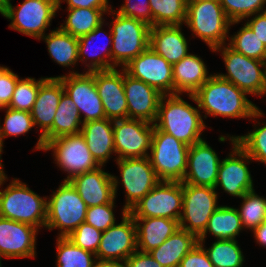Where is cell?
I'll return each instance as SVG.
<instances>
[{
	"instance_id": "cell-5",
	"label": "cell",
	"mask_w": 266,
	"mask_h": 267,
	"mask_svg": "<svg viewBox=\"0 0 266 267\" xmlns=\"http://www.w3.org/2000/svg\"><path fill=\"white\" fill-rule=\"evenodd\" d=\"M109 13L114 17L110 25L112 27H109L113 41L112 69L118 66L123 68L149 47L151 26L140 20L124 17L112 9Z\"/></svg>"
},
{
	"instance_id": "cell-48",
	"label": "cell",
	"mask_w": 266,
	"mask_h": 267,
	"mask_svg": "<svg viewBox=\"0 0 266 267\" xmlns=\"http://www.w3.org/2000/svg\"><path fill=\"white\" fill-rule=\"evenodd\" d=\"M179 267H214L204 248L197 243L181 260Z\"/></svg>"
},
{
	"instance_id": "cell-41",
	"label": "cell",
	"mask_w": 266,
	"mask_h": 267,
	"mask_svg": "<svg viewBox=\"0 0 266 267\" xmlns=\"http://www.w3.org/2000/svg\"><path fill=\"white\" fill-rule=\"evenodd\" d=\"M1 109H7L5 111L4 123L2 126L0 125V149L2 150L4 138L8 136L17 137L18 135H24L35 125L30 112L8 107H2L0 110Z\"/></svg>"
},
{
	"instance_id": "cell-8",
	"label": "cell",
	"mask_w": 266,
	"mask_h": 267,
	"mask_svg": "<svg viewBox=\"0 0 266 267\" xmlns=\"http://www.w3.org/2000/svg\"><path fill=\"white\" fill-rule=\"evenodd\" d=\"M227 45V46H226ZM221 52L227 74L217 75L233 83L247 94L263 96L266 94V62L249 58L236 52L228 44L212 50Z\"/></svg>"
},
{
	"instance_id": "cell-15",
	"label": "cell",
	"mask_w": 266,
	"mask_h": 267,
	"mask_svg": "<svg viewBox=\"0 0 266 267\" xmlns=\"http://www.w3.org/2000/svg\"><path fill=\"white\" fill-rule=\"evenodd\" d=\"M120 170L122 186L126 192L124 209L128 212L160 181L149 157L115 160Z\"/></svg>"
},
{
	"instance_id": "cell-22",
	"label": "cell",
	"mask_w": 266,
	"mask_h": 267,
	"mask_svg": "<svg viewBox=\"0 0 266 267\" xmlns=\"http://www.w3.org/2000/svg\"><path fill=\"white\" fill-rule=\"evenodd\" d=\"M37 233L36 227L0 217V256L35 258Z\"/></svg>"
},
{
	"instance_id": "cell-27",
	"label": "cell",
	"mask_w": 266,
	"mask_h": 267,
	"mask_svg": "<svg viewBox=\"0 0 266 267\" xmlns=\"http://www.w3.org/2000/svg\"><path fill=\"white\" fill-rule=\"evenodd\" d=\"M136 224L137 250L149 252L159 247L179 228V221L162 217H133Z\"/></svg>"
},
{
	"instance_id": "cell-52",
	"label": "cell",
	"mask_w": 266,
	"mask_h": 267,
	"mask_svg": "<svg viewBox=\"0 0 266 267\" xmlns=\"http://www.w3.org/2000/svg\"><path fill=\"white\" fill-rule=\"evenodd\" d=\"M254 238L259 245L266 247V220L253 230Z\"/></svg>"
},
{
	"instance_id": "cell-2",
	"label": "cell",
	"mask_w": 266,
	"mask_h": 267,
	"mask_svg": "<svg viewBox=\"0 0 266 267\" xmlns=\"http://www.w3.org/2000/svg\"><path fill=\"white\" fill-rule=\"evenodd\" d=\"M180 95H162L154 126L188 146H192L203 140L201 135L206 125L201 116L198 103V108H195L184 101Z\"/></svg>"
},
{
	"instance_id": "cell-39",
	"label": "cell",
	"mask_w": 266,
	"mask_h": 267,
	"mask_svg": "<svg viewBox=\"0 0 266 267\" xmlns=\"http://www.w3.org/2000/svg\"><path fill=\"white\" fill-rule=\"evenodd\" d=\"M229 38L228 45L236 52L266 62V45L246 23L236 34Z\"/></svg>"
},
{
	"instance_id": "cell-40",
	"label": "cell",
	"mask_w": 266,
	"mask_h": 267,
	"mask_svg": "<svg viewBox=\"0 0 266 267\" xmlns=\"http://www.w3.org/2000/svg\"><path fill=\"white\" fill-rule=\"evenodd\" d=\"M52 77H44L39 80L27 77L19 79L15 86L12 99L7 106L16 110L30 112L36 101L39 87L48 79Z\"/></svg>"
},
{
	"instance_id": "cell-24",
	"label": "cell",
	"mask_w": 266,
	"mask_h": 267,
	"mask_svg": "<svg viewBox=\"0 0 266 267\" xmlns=\"http://www.w3.org/2000/svg\"><path fill=\"white\" fill-rule=\"evenodd\" d=\"M124 92L128 106V118L154 124L159 101L163 94L145 82L128 75L124 70Z\"/></svg>"
},
{
	"instance_id": "cell-45",
	"label": "cell",
	"mask_w": 266,
	"mask_h": 267,
	"mask_svg": "<svg viewBox=\"0 0 266 267\" xmlns=\"http://www.w3.org/2000/svg\"><path fill=\"white\" fill-rule=\"evenodd\" d=\"M115 198L107 204L87 208L85 223L92 225L100 231H106L110 226L116 224L113 209Z\"/></svg>"
},
{
	"instance_id": "cell-33",
	"label": "cell",
	"mask_w": 266,
	"mask_h": 267,
	"mask_svg": "<svg viewBox=\"0 0 266 267\" xmlns=\"http://www.w3.org/2000/svg\"><path fill=\"white\" fill-rule=\"evenodd\" d=\"M68 16L60 29L74 37L89 34L105 20L101 9L94 8H67Z\"/></svg>"
},
{
	"instance_id": "cell-35",
	"label": "cell",
	"mask_w": 266,
	"mask_h": 267,
	"mask_svg": "<svg viewBox=\"0 0 266 267\" xmlns=\"http://www.w3.org/2000/svg\"><path fill=\"white\" fill-rule=\"evenodd\" d=\"M152 26L185 24L187 0H149Z\"/></svg>"
},
{
	"instance_id": "cell-38",
	"label": "cell",
	"mask_w": 266,
	"mask_h": 267,
	"mask_svg": "<svg viewBox=\"0 0 266 267\" xmlns=\"http://www.w3.org/2000/svg\"><path fill=\"white\" fill-rule=\"evenodd\" d=\"M240 210L237 209L243 228L251 232L266 220V198L255 190L248 191L242 197Z\"/></svg>"
},
{
	"instance_id": "cell-6",
	"label": "cell",
	"mask_w": 266,
	"mask_h": 267,
	"mask_svg": "<svg viewBox=\"0 0 266 267\" xmlns=\"http://www.w3.org/2000/svg\"><path fill=\"white\" fill-rule=\"evenodd\" d=\"M87 205L69 181H63L47 200L45 228L59 229V237L69 236L85 222Z\"/></svg>"
},
{
	"instance_id": "cell-28",
	"label": "cell",
	"mask_w": 266,
	"mask_h": 267,
	"mask_svg": "<svg viewBox=\"0 0 266 267\" xmlns=\"http://www.w3.org/2000/svg\"><path fill=\"white\" fill-rule=\"evenodd\" d=\"M80 133L95 161L105 166L111 154L115 153L113 121L104 118L83 123Z\"/></svg>"
},
{
	"instance_id": "cell-49",
	"label": "cell",
	"mask_w": 266,
	"mask_h": 267,
	"mask_svg": "<svg viewBox=\"0 0 266 267\" xmlns=\"http://www.w3.org/2000/svg\"><path fill=\"white\" fill-rule=\"evenodd\" d=\"M124 262L125 267H163L149 252L139 250L131 254Z\"/></svg>"
},
{
	"instance_id": "cell-10",
	"label": "cell",
	"mask_w": 266,
	"mask_h": 267,
	"mask_svg": "<svg viewBox=\"0 0 266 267\" xmlns=\"http://www.w3.org/2000/svg\"><path fill=\"white\" fill-rule=\"evenodd\" d=\"M217 201L216 188L183 183L180 229L192 233L198 238L204 232L212 214L219 207Z\"/></svg>"
},
{
	"instance_id": "cell-14",
	"label": "cell",
	"mask_w": 266,
	"mask_h": 267,
	"mask_svg": "<svg viewBox=\"0 0 266 267\" xmlns=\"http://www.w3.org/2000/svg\"><path fill=\"white\" fill-rule=\"evenodd\" d=\"M154 124L139 119L113 121L116 159L148 157Z\"/></svg>"
},
{
	"instance_id": "cell-44",
	"label": "cell",
	"mask_w": 266,
	"mask_h": 267,
	"mask_svg": "<svg viewBox=\"0 0 266 267\" xmlns=\"http://www.w3.org/2000/svg\"><path fill=\"white\" fill-rule=\"evenodd\" d=\"M102 231L87 223H81L69 236H67L76 246L96 254Z\"/></svg>"
},
{
	"instance_id": "cell-31",
	"label": "cell",
	"mask_w": 266,
	"mask_h": 267,
	"mask_svg": "<svg viewBox=\"0 0 266 267\" xmlns=\"http://www.w3.org/2000/svg\"><path fill=\"white\" fill-rule=\"evenodd\" d=\"M241 230L244 229L237 209L219 206L208 220L204 232L198 237V242L205 243L208 232L217 240H236Z\"/></svg>"
},
{
	"instance_id": "cell-32",
	"label": "cell",
	"mask_w": 266,
	"mask_h": 267,
	"mask_svg": "<svg viewBox=\"0 0 266 267\" xmlns=\"http://www.w3.org/2000/svg\"><path fill=\"white\" fill-rule=\"evenodd\" d=\"M45 40L52 60L59 66L68 67L76 65L78 60V38L62 31L59 27L42 36Z\"/></svg>"
},
{
	"instance_id": "cell-7",
	"label": "cell",
	"mask_w": 266,
	"mask_h": 267,
	"mask_svg": "<svg viewBox=\"0 0 266 267\" xmlns=\"http://www.w3.org/2000/svg\"><path fill=\"white\" fill-rule=\"evenodd\" d=\"M189 147L154 126L148 157L160 181H183Z\"/></svg>"
},
{
	"instance_id": "cell-51",
	"label": "cell",
	"mask_w": 266,
	"mask_h": 267,
	"mask_svg": "<svg viewBox=\"0 0 266 267\" xmlns=\"http://www.w3.org/2000/svg\"><path fill=\"white\" fill-rule=\"evenodd\" d=\"M246 24L252 29L256 36L266 45V11L256 13Z\"/></svg>"
},
{
	"instance_id": "cell-25",
	"label": "cell",
	"mask_w": 266,
	"mask_h": 267,
	"mask_svg": "<svg viewBox=\"0 0 266 267\" xmlns=\"http://www.w3.org/2000/svg\"><path fill=\"white\" fill-rule=\"evenodd\" d=\"M181 27L182 25H165L150 28L149 46L172 65L189 54Z\"/></svg>"
},
{
	"instance_id": "cell-37",
	"label": "cell",
	"mask_w": 266,
	"mask_h": 267,
	"mask_svg": "<svg viewBox=\"0 0 266 267\" xmlns=\"http://www.w3.org/2000/svg\"><path fill=\"white\" fill-rule=\"evenodd\" d=\"M56 267H93L96 254L76 246L68 237H59L56 242Z\"/></svg>"
},
{
	"instance_id": "cell-29",
	"label": "cell",
	"mask_w": 266,
	"mask_h": 267,
	"mask_svg": "<svg viewBox=\"0 0 266 267\" xmlns=\"http://www.w3.org/2000/svg\"><path fill=\"white\" fill-rule=\"evenodd\" d=\"M103 25L104 22L101 23L98 27H96L92 32L89 34L83 35L78 38V60L82 61L83 63L87 62V59L90 57L91 61L89 63H86L85 66H87V72L92 71H101V70H111L112 69V32L110 30L108 36L109 41L107 43V46H103L94 49L92 44L95 41H98V38L101 34H103ZM105 38V36H103ZM102 38V39H103ZM92 44V45H91ZM110 45V47H109ZM95 46V45H94ZM92 47V49H91ZM94 49V50H93ZM90 50V52H89ZM99 51V52H98ZM103 53H102V52ZM102 53V54H101ZM90 55V56H89Z\"/></svg>"
},
{
	"instance_id": "cell-16",
	"label": "cell",
	"mask_w": 266,
	"mask_h": 267,
	"mask_svg": "<svg viewBox=\"0 0 266 267\" xmlns=\"http://www.w3.org/2000/svg\"><path fill=\"white\" fill-rule=\"evenodd\" d=\"M227 137L233 145L232 152L220 162L215 188L220 186L229 195L241 198L254 189L253 179L247 167V163L252 159L236 143V136Z\"/></svg>"
},
{
	"instance_id": "cell-34",
	"label": "cell",
	"mask_w": 266,
	"mask_h": 267,
	"mask_svg": "<svg viewBox=\"0 0 266 267\" xmlns=\"http://www.w3.org/2000/svg\"><path fill=\"white\" fill-rule=\"evenodd\" d=\"M81 119L76 104L64 92L53 120L52 139L63 135L79 134L83 124Z\"/></svg>"
},
{
	"instance_id": "cell-46",
	"label": "cell",
	"mask_w": 266,
	"mask_h": 267,
	"mask_svg": "<svg viewBox=\"0 0 266 267\" xmlns=\"http://www.w3.org/2000/svg\"><path fill=\"white\" fill-rule=\"evenodd\" d=\"M124 17L145 22L152 27V13L149 0H125L119 10H114Z\"/></svg>"
},
{
	"instance_id": "cell-54",
	"label": "cell",
	"mask_w": 266,
	"mask_h": 267,
	"mask_svg": "<svg viewBox=\"0 0 266 267\" xmlns=\"http://www.w3.org/2000/svg\"><path fill=\"white\" fill-rule=\"evenodd\" d=\"M2 152H3V150L0 149V186H2L5 183L6 179H8L6 176V173H4V171H3L4 164L2 165V163H1L2 162V159H1Z\"/></svg>"
},
{
	"instance_id": "cell-36",
	"label": "cell",
	"mask_w": 266,
	"mask_h": 267,
	"mask_svg": "<svg viewBox=\"0 0 266 267\" xmlns=\"http://www.w3.org/2000/svg\"><path fill=\"white\" fill-rule=\"evenodd\" d=\"M205 250L214 267H242L244 255L237 240H217L206 249L203 242H198Z\"/></svg>"
},
{
	"instance_id": "cell-55",
	"label": "cell",
	"mask_w": 266,
	"mask_h": 267,
	"mask_svg": "<svg viewBox=\"0 0 266 267\" xmlns=\"http://www.w3.org/2000/svg\"><path fill=\"white\" fill-rule=\"evenodd\" d=\"M7 3L4 0H0V14L3 15L6 10Z\"/></svg>"
},
{
	"instance_id": "cell-19",
	"label": "cell",
	"mask_w": 266,
	"mask_h": 267,
	"mask_svg": "<svg viewBox=\"0 0 266 267\" xmlns=\"http://www.w3.org/2000/svg\"><path fill=\"white\" fill-rule=\"evenodd\" d=\"M62 82L58 78H48L40 87L36 101L30 111L34 125L41 129L35 149L43 150L45 144L52 140V125L62 94Z\"/></svg>"
},
{
	"instance_id": "cell-12",
	"label": "cell",
	"mask_w": 266,
	"mask_h": 267,
	"mask_svg": "<svg viewBox=\"0 0 266 267\" xmlns=\"http://www.w3.org/2000/svg\"><path fill=\"white\" fill-rule=\"evenodd\" d=\"M43 150H52L57 166L68 172L64 181H70L75 176L93 171L100 166L90 153L81 133L49 140Z\"/></svg>"
},
{
	"instance_id": "cell-17",
	"label": "cell",
	"mask_w": 266,
	"mask_h": 267,
	"mask_svg": "<svg viewBox=\"0 0 266 267\" xmlns=\"http://www.w3.org/2000/svg\"><path fill=\"white\" fill-rule=\"evenodd\" d=\"M135 79L156 88L161 94H173V68L150 46L123 67Z\"/></svg>"
},
{
	"instance_id": "cell-43",
	"label": "cell",
	"mask_w": 266,
	"mask_h": 267,
	"mask_svg": "<svg viewBox=\"0 0 266 267\" xmlns=\"http://www.w3.org/2000/svg\"><path fill=\"white\" fill-rule=\"evenodd\" d=\"M231 25L238 24L256 13L266 11V0H220ZM265 8V9H264Z\"/></svg>"
},
{
	"instance_id": "cell-3",
	"label": "cell",
	"mask_w": 266,
	"mask_h": 267,
	"mask_svg": "<svg viewBox=\"0 0 266 267\" xmlns=\"http://www.w3.org/2000/svg\"><path fill=\"white\" fill-rule=\"evenodd\" d=\"M47 197H40L25 183L14 178L0 190V217L36 227H45Z\"/></svg>"
},
{
	"instance_id": "cell-50",
	"label": "cell",
	"mask_w": 266,
	"mask_h": 267,
	"mask_svg": "<svg viewBox=\"0 0 266 267\" xmlns=\"http://www.w3.org/2000/svg\"><path fill=\"white\" fill-rule=\"evenodd\" d=\"M64 1L68 4L67 8L101 9L106 14L112 9L108 0H58V10L61 9V3Z\"/></svg>"
},
{
	"instance_id": "cell-47",
	"label": "cell",
	"mask_w": 266,
	"mask_h": 267,
	"mask_svg": "<svg viewBox=\"0 0 266 267\" xmlns=\"http://www.w3.org/2000/svg\"><path fill=\"white\" fill-rule=\"evenodd\" d=\"M19 80V76L8 67L0 66V108L7 107Z\"/></svg>"
},
{
	"instance_id": "cell-9",
	"label": "cell",
	"mask_w": 266,
	"mask_h": 267,
	"mask_svg": "<svg viewBox=\"0 0 266 267\" xmlns=\"http://www.w3.org/2000/svg\"><path fill=\"white\" fill-rule=\"evenodd\" d=\"M58 11V0H24L14 7L7 3L2 16L11 20L10 29L40 39Z\"/></svg>"
},
{
	"instance_id": "cell-18",
	"label": "cell",
	"mask_w": 266,
	"mask_h": 267,
	"mask_svg": "<svg viewBox=\"0 0 266 267\" xmlns=\"http://www.w3.org/2000/svg\"><path fill=\"white\" fill-rule=\"evenodd\" d=\"M136 251V224L133 217L123 208L121 223H116L102 232L96 258L124 262Z\"/></svg>"
},
{
	"instance_id": "cell-30",
	"label": "cell",
	"mask_w": 266,
	"mask_h": 267,
	"mask_svg": "<svg viewBox=\"0 0 266 267\" xmlns=\"http://www.w3.org/2000/svg\"><path fill=\"white\" fill-rule=\"evenodd\" d=\"M197 243L198 238L194 234L179 228L149 253L163 267H179L181 260Z\"/></svg>"
},
{
	"instance_id": "cell-26",
	"label": "cell",
	"mask_w": 266,
	"mask_h": 267,
	"mask_svg": "<svg viewBox=\"0 0 266 267\" xmlns=\"http://www.w3.org/2000/svg\"><path fill=\"white\" fill-rule=\"evenodd\" d=\"M173 68V94H194L211 76L207 66L197 55L189 53Z\"/></svg>"
},
{
	"instance_id": "cell-42",
	"label": "cell",
	"mask_w": 266,
	"mask_h": 267,
	"mask_svg": "<svg viewBox=\"0 0 266 267\" xmlns=\"http://www.w3.org/2000/svg\"><path fill=\"white\" fill-rule=\"evenodd\" d=\"M258 128L254 124V130L246 135L236 136V143L254 161L266 164V123Z\"/></svg>"
},
{
	"instance_id": "cell-11",
	"label": "cell",
	"mask_w": 266,
	"mask_h": 267,
	"mask_svg": "<svg viewBox=\"0 0 266 267\" xmlns=\"http://www.w3.org/2000/svg\"><path fill=\"white\" fill-rule=\"evenodd\" d=\"M183 207V182L159 181L128 213L132 217L178 220Z\"/></svg>"
},
{
	"instance_id": "cell-23",
	"label": "cell",
	"mask_w": 266,
	"mask_h": 267,
	"mask_svg": "<svg viewBox=\"0 0 266 267\" xmlns=\"http://www.w3.org/2000/svg\"><path fill=\"white\" fill-rule=\"evenodd\" d=\"M220 158L203 139L189 147L183 183L215 188ZM189 169V170H188Z\"/></svg>"
},
{
	"instance_id": "cell-13",
	"label": "cell",
	"mask_w": 266,
	"mask_h": 267,
	"mask_svg": "<svg viewBox=\"0 0 266 267\" xmlns=\"http://www.w3.org/2000/svg\"><path fill=\"white\" fill-rule=\"evenodd\" d=\"M52 78H58L62 82L65 93L76 104L81 118L84 115L83 123L106 118L102 100L95 86L94 71L79 73L73 70L68 75Z\"/></svg>"
},
{
	"instance_id": "cell-53",
	"label": "cell",
	"mask_w": 266,
	"mask_h": 267,
	"mask_svg": "<svg viewBox=\"0 0 266 267\" xmlns=\"http://www.w3.org/2000/svg\"><path fill=\"white\" fill-rule=\"evenodd\" d=\"M93 267H125V262L118 260L96 259Z\"/></svg>"
},
{
	"instance_id": "cell-4",
	"label": "cell",
	"mask_w": 266,
	"mask_h": 267,
	"mask_svg": "<svg viewBox=\"0 0 266 267\" xmlns=\"http://www.w3.org/2000/svg\"><path fill=\"white\" fill-rule=\"evenodd\" d=\"M186 26L211 50L227 44L231 21L216 0H187Z\"/></svg>"
},
{
	"instance_id": "cell-1",
	"label": "cell",
	"mask_w": 266,
	"mask_h": 267,
	"mask_svg": "<svg viewBox=\"0 0 266 267\" xmlns=\"http://www.w3.org/2000/svg\"><path fill=\"white\" fill-rule=\"evenodd\" d=\"M199 109L207 115L226 118L257 119L263 112L247 98V93L230 81L213 74L194 94H189Z\"/></svg>"
},
{
	"instance_id": "cell-20",
	"label": "cell",
	"mask_w": 266,
	"mask_h": 267,
	"mask_svg": "<svg viewBox=\"0 0 266 267\" xmlns=\"http://www.w3.org/2000/svg\"><path fill=\"white\" fill-rule=\"evenodd\" d=\"M94 81L106 118L112 121L127 119L128 106L124 92V69L94 71Z\"/></svg>"
},
{
	"instance_id": "cell-21",
	"label": "cell",
	"mask_w": 266,
	"mask_h": 267,
	"mask_svg": "<svg viewBox=\"0 0 266 267\" xmlns=\"http://www.w3.org/2000/svg\"><path fill=\"white\" fill-rule=\"evenodd\" d=\"M102 167L77 175L69 181L87 207L107 204L116 198L120 182Z\"/></svg>"
}]
</instances>
